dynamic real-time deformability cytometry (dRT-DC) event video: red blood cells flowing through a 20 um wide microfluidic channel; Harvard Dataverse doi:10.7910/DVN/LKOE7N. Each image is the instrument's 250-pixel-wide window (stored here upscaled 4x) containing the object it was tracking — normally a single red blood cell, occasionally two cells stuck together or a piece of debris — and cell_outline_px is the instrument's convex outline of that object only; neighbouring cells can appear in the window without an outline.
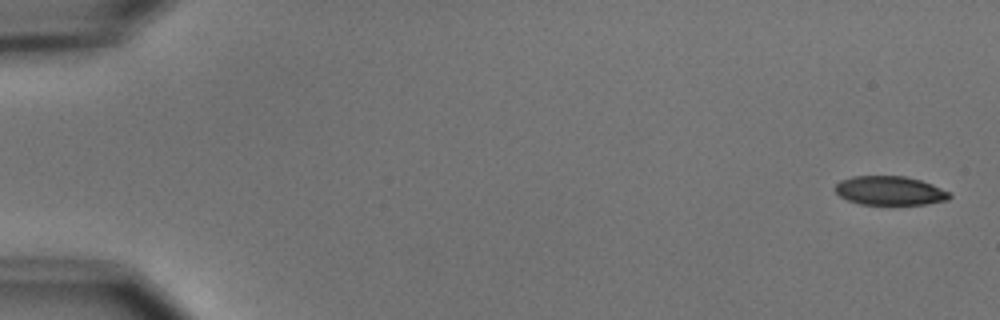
{"species": "common noctule bat (a hibernating species)", "species_latin": "Nyctalus noctula", "temperature_condition": "cold", "stored_images_in_passage": 5, "camera_frame_rate_fps": 3000, "um_per_image_px": 0.085, "animal": {"sex": "male", "body_mass_g": 15.6}, "frame": {"image": 1, "passage_image": 1, "time_ms": 0.0, "image_size_px": [1000, 320], "cell_outline_px": [[952, 196], [948, 200], [924, 204], [860, 204], [848, 200], [840, 196], [832, 188], [840, 180], [852, 176], [904, 176], [920, 180], [932, 184], [948, 192]], "centroid_in_image_um": [75.6, 16.2], "position_along_channel_um": 9.4, "area_um2": 19.25}}
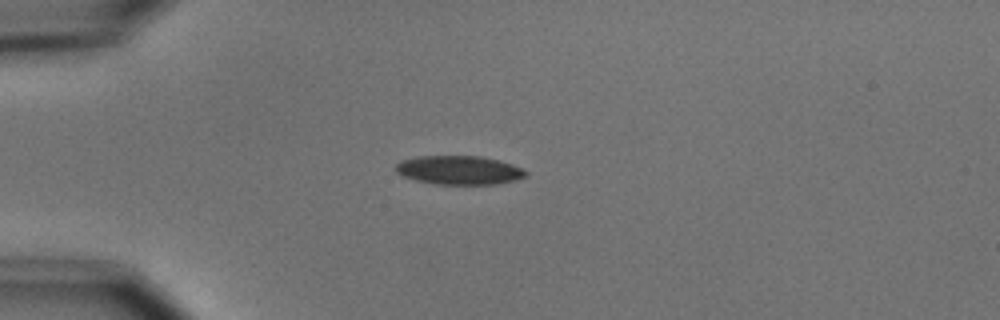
{"frame": {"image": 2, "passage_image": 4, "time_ms": 4.333, "image_size_px": [1000, 320], "cell_outline_px": [[528, 176], [516, 180], [496, 184], [436, 184], [416, 180], [404, 176], [396, 172], [396, 164], [400, 160], [416, 156], [480, 156], [500, 160], [524, 168], [528, 172]], "centroid_in_image_um": [39.06, 14.45], "position_along_channel_um": 45.9, "area_um2": 22.02}}